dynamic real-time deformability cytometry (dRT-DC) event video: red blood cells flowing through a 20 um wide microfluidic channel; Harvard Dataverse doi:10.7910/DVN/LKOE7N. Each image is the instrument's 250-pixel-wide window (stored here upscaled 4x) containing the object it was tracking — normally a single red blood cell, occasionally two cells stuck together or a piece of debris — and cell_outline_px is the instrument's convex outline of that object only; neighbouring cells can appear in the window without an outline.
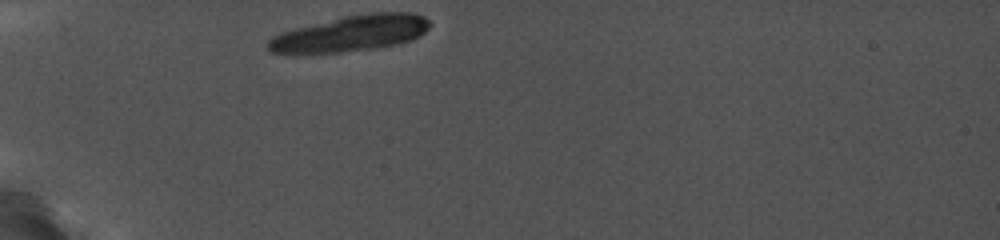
{"species": "common noctule bat (a hibernating species)", "species_latin": "Nyctalus noctula", "temperature_condition": "cold", "stored_images_in_passage": 2, "camera_frame_rate_fps": 5000, "um_per_image_px": 0.085, "animal": {"sex": "female", "body_mass_g": 19.0, "forearm_length_mm": 56.7}, "frame": {"image": 1, "passage_image": 1, "time_ms": 0.0, "image_size_px": [1000, 240], "cell_outline_px": [[432, 24], [420, 36], [412, 40], [396, 44], [376, 48], [340, 52], [268, 52], [264, 44], [268, 40], [280, 32], [340, 16], [372, 12], [412, 12], [424, 16]], "centroid_in_image_um": [29.84, 2.81], "position_along_channel_um": 55.2, "area_um2": 33.93}}